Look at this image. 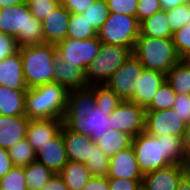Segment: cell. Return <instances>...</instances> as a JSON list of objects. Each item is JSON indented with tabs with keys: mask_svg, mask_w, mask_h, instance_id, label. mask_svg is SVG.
Returning a JSON list of instances; mask_svg holds the SVG:
<instances>
[{
	"mask_svg": "<svg viewBox=\"0 0 190 190\" xmlns=\"http://www.w3.org/2000/svg\"><path fill=\"white\" fill-rule=\"evenodd\" d=\"M109 109L95 105L93 85L68 91L63 124L71 131L89 136L94 142L112 130Z\"/></svg>",
	"mask_w": 190,
	"mask_h": 190,
	"instance_id": "cell-1",
	"label": "cell"
},
{
	"mask_svg": "<svg viewBox=\"0 0 190 190\" xmlns=\"http://www.w3.org/2000/svg\"><path fill=\"white\" fill-rule=\"evenodd\" d=\"M26 91L0 85V115L25 116Z\"/></svg>",
	"mask_w": 190,
	"mask_h": 190,
	"instance_id": "cell-23",
	"label": "cell"
},
{
	"mask_svg": "<svg viewBox=\"0 0 190 190\" xmlns=\"http://www.w3.org/2000/svg\"><path fill=\"white\" fill-rule=\"evenodd\" d=\"M172 109L180 116L182 122L190 123V94H176Z\"/></svg>",
	"mask_w": 190,
	"mask_h": 190,
	"instance_id": "cell-41",
	"label": "cell"
},
{
	"mask_svg": "<svg viewBox=\"0 0 190 190\" xmlns=\"http://www.w3.org/2000/svg\"><path fill=\"white\" fill-rule=\"evenodd\" d=\"M101 44L102 42L98 36L85 40L66 37L63 41L56 44L57 56L85 71L100 53Z\"/></svg>",
	"mask_w": 190,
	"mask_h": 190,
	"instance_id": "cell-9",
	"label": "cell"
},
{
	"mask_svg": "<svg viewBox=\"0 0 190 190\" xmlns=\"http://www.w3.org/2000/svg\"><path fill=\"white\" fill-rule=\"evenodd\" d=\"M168 22L171 26V30L175 31L181 29L188 24L190 4L188 2L179 5L171 10H166Z\"/></svg>",
	"mask_w": 190,
	"mask_h": 190,
	"instance_id": "cell-37",
	"label": "cell"
},
{
	"mask_svg": "<svg viewBox=\"0 0 190 190\" xmlns=\"http://www.w3.org/2000/svg\"><path fill=\"white\" fill-rule=\"evenodd\" d=\"M166 82L176 94H190V60L180 59L166 74Z\"/></svg>",
	"mask_w": 190,
	"mask_h": 190,
	"instance_id": "cell-26",
	"label": "cell"
},
{
	"mask_svg": "<svg viewBox=\"0 0 190 190\" xmlns=\"http://www.w3.org/2000/svg\"><path fill=\"white\" fill-rule=\"evenodd\" d=\"M0 33L15 37L18 48L44 43L42 22L25 3L0 9Z\"/></svg>",
	"mask_w": 190,
	"mask_h": 190,
	"instance_id": "cell-3",
	"label": "cell"
},
{
	"mask_svg": "<svg viewBox=\"0 0 190 190\" xmlns=\"http://www.w3.org/2000/svg\"><path fill=\"white\" fill-rule=\"evenodd\" d=\"M63 120L60 119H31L26 139L36 151L51 138L55 137L62 128Z\"/></svg>",
	"mask_w": 190,
	"mask_h": 190,
	"instance_id": "cell-19",
	"label": "cell"
},
{
	"mask_svg": "<svg viewBox=\"0 0 190 190\" xmlns=\"http://www.w3.org/2000/svg\"><path fill=\"white\" fill-rule=\"evenodd\" d=\"M20 3H22V0H0V9Z\"/></svg>",
	"mask_w": 190,
	"mask_h": 190,
	"instance_id": "cell-51",
	"label": "cell"
},
{
	"mask_svg": "<svg viewBox=\"0 0 190 190\" xmlns=\"http://www.w3.org/2000/svg\"><path fill=\"white\" fill-rule=\"evenodd\" d=\"M60 4L61 0H37L32 2L29 7L31 14L38 20L42 21Z\"/></svg>",
	"mask_w": 190,
	"mask_h": 190,
	"instance_id": "cell-38",
	"label": "cell"
},
{
	"mask_svg": "<svg viewBox=\"0 0 190 190\" xmlns=\"http://www.w3.org/2000/svg\"><path fill=\"white\" fill-rule=\"evenodd\" d=\"M107 178L142 179L141 172L132 145L119 151L110 158Z\"/></svg>",
	"mask_w": 190,
	"mask_h": 190,
	"instance_id": "cell-15",
	"label": "cell"
},
{
	"mask_svg": "<svg viewBox=\"0 0 190 190\" xmlns=\"http://www.w3.org/2000/svg\"><path fill=\"white\" fill-rule=\"evenodd\" d=\"M142 179L108 178L110 190H140Z\"/></svg>",
	"mask_w": 190,
	"mask_h": 190,
	"instance_id": "cell-42",
	"label": "cell"
},
{
	"mask_svg": "<svg viewBox=\"0 0 190 190\" xmlns=\"http://www.w3.org/2000/svg\"><path fill=\"white\" fill-rule=\"evenodd\" d=\"M24 178V167L13 166L0 179V190H28Z\"/></svg>",
	"mask_w": 190,
	"mask_h": 190,
	"instance_id": "cell-35",
	"label": "cell"
},
{
	"mask_svg": "<svg viewBox=\"0 0 190 190\" xmlns=\"http://www.w3.org/2000/svg\"><path fill=\"white\" fill-rule=\"evenodd\" d=\"M82 190H110L107 176H92Z\"/></svg>",
	"mask_w": 190,
	"mask_h": 190,
	"instance_id": "cell-45",
	"label": "cell"
},
{
	"mask_svg": "<svg viewBox=\"0 0 190 190\" xmlns=\"http://www.w3.org/2000/svg\"><path fill=\"white\" fill-rule=\"evenodd\" d=\"M189 172L188 165L170 164L143 175L144 190H176L178 183Z\"/></svg>",
	"mask_w": 190,
	"mask_h": 190,
	"instance_id": "cell-13",
	"label": "cell"
},
{
	"mask_svg": "<svg viewBox=\"0 0 190 190\" xmlns=\"http://www.w3.org/2000/svg\"><path fill=\"white\" fill-rule=\"evenodd\" d=\"M68 90L56 82L26 91L25 116L31 119L63 120L67 108Z\"/></svg>",
	"mask_w": 190,
	"mask_h": 190,
	"instance_id": "cell-4",
	"label": "cell"
},
{
	"mask_svg": "<svg viewBox=\"0 0 190 190\" xmlns=\"http://www.w3.org/2000/svg\"><path fill=\"white\" fill-rule=\"evenodd\" d=\"M145 108L130 100H122L110 114L111 127L132 138L145 130Z\"/></svg>",
	"mask_w": 190,
	"mask_h": 190,
	"instance_id": "cell-10",
	"label": "cell"
},
{
	"mask_svg": "<svg viewBox=\"0 0 190 190\" xmlns=\"http://www.w3.org/2000/svg\"><path fill=\"white\" fill-rule=\"evenodd\" d=\"M165 81L166 75L163 73L144 68L135 89V94L130 101L146 108Z\"/></svg>",
	"mask_w": 190,
	"mask_h": 190,
	"instance_id": "cell-20",
	"label": "cell"
},
{
	"mask_svg": "<svg viewBox=\"0 0 190 190\" xmlns=\"http://www.w3.org/2000/svg\"><path fill=\"white\" fill-rule=\"evenodd\" d=\"M176 190H190V173L189 172L178 183Z\"/></svg>",
	"mask_w": 190,
	"mask_h": 190,
	"instance_id": "cell-50",
	"label": "cell"
},
{
	"mask_svg": "<svg viewBox=\"0 0 190 190\" xmlns=\"http://www.w3.org/2000/svg\"><path fill=\"white\" fill-rule=\"evenodd\" d=\"M144 67L132 56L105 83L122 100H130L141 78Z\"/></svg>",
	"mask_w": 190,
	"mask_h": 190,
	"instance_id": "cell-11",
	"label": "cell"
},
{
	"mask_svg": "<svg viewBox=\"0 0 190 190\" xmlns=\"http://www.w3.org/2000/svg\"><path fill=\"white\" fill-rule=\"evenodd\" d=\"M176 99V93L171 86L165 81L153 96L150 104L145 108V111L168 110L173 107Z\"/></svg>",
	"mask_w": 190,
	"mask_h": 190,
	"instance_id": "cell-32",
	"label": "cell"
},
{
	"mask_svg": "<svg viewBox=\"0 0 190 190\" xmlns=\"http://www.w3.org/2000/svg\"><path fill=\"white\" fill-rule=\"evenodd\" d=\"M70 12L60 4L44 20L42 29L44 33V43L57 44L67 37Z\"/></svg>",
	"mask_w": 190,
	"mask_h": 190,
	"instance_id": "cell-16",
	"label": "cell"
},
{
	"mask_svg": "<svg viewBox=\"0 0 190 190\" xmlns=\"http://www.w3.org/2000/svg\"><path fill=\"white\" fill-rule=\"evenodd\" d=\"M140 35L154 38H172L166 10L154 13L140 22Z\"/></svg>",
	"mask_w": 190,
	"mask_h": 190,
	"instance_id": "cell-24",
	"label": "cell"
},
{
	"mask_svg": "<svg viewBox=\"0 0 190 190\" xmlns=\"http://www.w3.org/2000/svg\"><path fill=\"white\" fill-rule=\"evenodd\" d=\"M35 1H37V0H22V3L30 5L32 2H35Z\"/></svg>",
	"mask_w": 190,
	"mask_h": 190,
	"instance_id": "cell-52",
	"label": "cell"
},
{
	"mask_svg": "<svg viewBox=\"0 0 190 190\" xmlns=\"http://www.w3.org/2000/svg\"><path fill=\"white\" fill-rule=\"evenodd\" d=\"M62 137L69 161L85 163L90 158L91 147L96 145L89 136L69 130L62 125Z\"/></svg>",
	"mask_w": 190,
	"mask_h": 190,
	"instance_id": "cell-18",
	"label": "cell"
},
{
	"mask_svg": "<svg viewBox=\"0 0 190 190\" xmlns=\"http://www.w3.org/2000/svg\"><path fill=\"white\" fill-rule=\"evenodd\" d=\"M53 82L64 86L68 91L88 86L85 71L73 64H69L58 56L55 61Z\"/></svg>",
	"mask_w": 190,
	"mask_h": 190,
	"instance_id": "cell-22",
	"label": "cell"
},
{
	"mask_svg": "<svg viewBox=\"0 0 190 190\" xmlns=\"http://www.w3.org/2000/svg\"><path fill=\"white\" fill-rule=\"evenodd\" d=\"M109 11L129 16H136L138 0H106Z\"/></svg>",
	"mask_w": 190,
	"mask_h": 190,
	"instance_id": "cell-39",
	"label": "cell"
},
{
	"mask_svg": "<svg viewBox=\"0 0 190 190\" xmlns=\"http://www.w3.org/2000/svg\"><path fill=\"white\" fill-rule=\"evenodd\" d=\"M18 51L15 37L0 33V62Z\"/></svg>",
	"mask_w": 190,
	"mask_h": 190,
	"instance_id": "cell-43",
	"label": "cell"
},
{
	"mask_svg": "<svg viewBox=\"0 0 190 190\" xmlns=\"http://www.w3.org/2000/svg\"><path fill=\"white\" fill-rule=\"evenodd\" d=\"M21 55L24 80L28 89L53 82L57 58L55 44L43 43L18 48Z\"/></svg>",
	"mask_w": 190,
	"mask_h": 190,
	"instance_id": "cell-5",
	"label": "cell"
},
{
	"mask_svg": "<svg viewBox=\"0 0 190 190\" xmlns=\"http://www.w3.org/2000/svg\"><path fill=\"white\" fill-rule=\"evenodd\" d=\"M186 124L174 109L146 111L145 132L149 135L160 137L171 134L183 137Z\"/></svg>",
	"mask_w": 190,
	"mask_h": 190,
	"instance_id": "cell-12",
	"label": "cell"
},
{
	"mask_svg": "<svg viewBox=\"0 0 190 190\" xmlns=\"http://www.w3.org/2000/svg\"><path fill=\"white\" fill-rule=\"evenodd\" d=\"M159 0H138L136 18L139 22L161 11Z\"/></svg>",
	"mask_w": 190,
	"mask_h": 190,
	"instance_id": "cell-40",
	"label": "cell"
},
{
	"mask_svg": "<svg viewBox=\"0 0 190 190\" xmlns=\"http://www.w3.org/2000/svg\"><path fill=\"white\" fill-rule=\"evenodd\" d=\"M140 22L136 16L110 12L97 36L102 43L119 45L134 50L140 35Z\"/></svg>",
	"mask_w": 190,
	"mask_h": 190,
	"instance_id": "cell-8",
	"label": "cell"
},
{
	"mask_svg": "<svg viewBox=\"0 0 190 190\" xmlns=\"http://www.w3.org/2000/svg\"><path fill=\"white\" fill-rule=\"evenodd\" d=\"M36 151L27 139L21 140L8 149L10 159L14 166L25 167L36 161Z\"/></svg>",
	"mask_w": 190,
	"mask_h": 190,
	"instance_id": "cell-30",
	"label": "cell"
},
{
	"mask_svg": "<svg viewBox=\"0 0 190 190\" xmlns=\"http://www.w3.org/2000/svg\"><path fill=\"white\" fill-rule=\"evenodd\" d=\"M162 10H171L186 3V0H159Z\"/></svg>",
	"mask_w": 190,
	"mask_h": 190,
	"instance_id": "cell-49",
	"label": "cell"
},
{
	"mask_svg": "<svg viewBox=\"0 0 190 190\" xmlns=\"http://www.w3.org/2000/svg\"><path fill=\"white\" fill-rule=\"evenodd\" d=\"M107 132L108 133L96 141V145H98L109 159L119 151L125 150L131 146L132 137L128 134L114 129L108 130Z\"/></svg>",
	"mask_w": 190,
	"mask_h": 190,
	"instance_id": "cell-27",
	"label": "cell"
},
{
	"mask_svg": "<svg viewBox=\"0 0 190 190\" xmlns=\"http://www.w3.org/2000/svg\"><path fill=\"white\" fill-rule=\"evenodd\" d=\"M131 145L143 175L170 164L189 165L190 162L183 137L171 134L155 137L144 131L132 138Z\"/></svg>",
	"mask_w": 190,
	"mask_h": 190,
	"instance_id": "cell-2",
	"label": "cell"
},
{
	"mask_svg": "<svg viewBox=\"0 0 190 190\" xmlns=\"http://www.w3.org/2000/svg\"><path fill=\"white\" fill-rule=\"evenodd\" d=\"M0 85L14 90H28L24 80L23 66L19 51L0 62Z\"/></svg>",
	"mask_w": 190,
	"mask_h": 190,
	"instance_id": "cell-21",
	"label": "cell"
},
{
	"mask_svg": "<svg viewBox=\"0 0 190 190\" xmlns=\"http://www.w3.org/2000/svg\"><path fill=\"white\" fill-rule=\"evenodd\" d=\"M110 159L105 153L95 145L91 147L90 158L85 161L84 165L88 168L91 176L106 177L109 173Z\"/></svg>",
	"mask_w": 190,
	"mask_h": 190,
	"instance_id": "cell-31",
	"label": "cell"
},
{
	"mask_svg": "<svg viewBox=\"0 0 190 190\" xmlns=\"http://www.w3.org/2000/svg\"><path fill=\"white\" fill-rule=\"evenodd\" d=\"M50 169L38 161L24 167V178L28 190H41L54 175Z\"/></svg>",
	"mask_w": 190,
	"mask_h": 190,
	"instance_id": "cell-28",
	"label": "cell"
},
{
	"mask_svg": "<svg viewBox=\"0 0 190 190\" xmlns=\"http://www.w3.org/2000/svg\"><path fill=\"white\" fill-rule=\"evenodd\" d=\"M93 93L95 96V105L99 106V108L109 109V114H111L122 101V99L105 84H94Z\"/></svg>",
	"mask_w": 190,
	"mask_h": 190,
	"instance_id": "cell-34",
	"label": "cell"
},
{
	"mask_svg": "<svg viewBox=\"0 0 190 190\" xmlns=\"http://www.w3.org/2000/svg\"><path fill=\"white\" fill-rule=\"evenodd\" d=\"M132 54L131 48L102 43L100 53L85 70L87 85L105 84Z\"/></svg>",
	"mask_w": 190,
	"mask_h": 190,
	"instance_id": "cell-7",
	"label": "cell"
},
{
	"mask_svg": "<svg viewBox=\"0 0 190 190\" xmlns=\"http://www.w3.org/2000/svg\"><path fill=\"white\" fill-rule=\"evenodd\" d=\"M67 37L85 40L97 36V31L82 14L70 13Z\"/></svg>",
	"mask_w": 190,
	"mask_h": 190,
	"instance_id": "cell-29",
	"label": "cell"
},
{
	"mask_svg": "<svg viewBox=\"0 0 190 190\" xmlns=\"http://www.w3.org/2000/svg\"><path fill=\"white\" fill-rule=\"evenodd\" d=\"M95 0H61V4L70 12L82 14Z\"/></svg>",
	"mask_w": 190,
	"mask_h": 190,
	"instance_id": "cell-44",
	"label": "cell"
},
{
	"mask_svg": "<svg viewBox=\"0 0 190 190\" xmlns=\"http://www.w3.org/2000/svg\"><path fill=\"white\" fill-rule=\"evenodd\" d=\"M133 55L145 69L166 75L180 60L172 38H154L139 35Z\"/></svg>",
	"mask_w": 190,
	"mask_h": 190,
	"instance_id": "cell-6",
	"label": "cell"
},
{
	"mask_svg": "<svg viewBox=\"0 0 190 190\" xmlns=\"http://www.w3.org/2000/svg\"><path fill=\"white\" fill-rule=\"evenodd\" d=\"M41 190H69L59 174H54Z\"/></svg>",
	"mask_w": 190,
	"mask_h": 190,
	"instance_id": "cell-47",
	"label": "cell"
},
{
	"mask_svg": "<svg viewBox=\"0 0 190 190\" xmlns=\"http://www.w3.org/2000/svg\"><path fill=\"white\" fill-rule=\"evenodd\" d=\"M36 161L58 174L69 161L61 131L36 150Z\"/></svg>",
	"mask_w": 190,
	"mask_h": 190,
	"instance_id": "cell-14",
	"label": "cell"
},
{
	"mask_svg": "<svg viewBox=\"0 0 190 190\" xmlns=\"http://www.w3.org/2000/svg\"><path fill=\"white\" fill-rule=\"evenodd\" d=\"M29 122L26 116L0 115V148L8 150L26 139Z\"/></svg>",
	"mask_w": 190,
	"mask_h": 190,
	"instance_id": "cell-17",
	"label": "cell"
},
{
	"mask_svg": "<svg viewBox=\"0 0 190 190\" xmlns=\"http://www.w3.org/2000/svg\"><path fill=\"white\" fill-rule=\"evenodd\" d=\"M8 150L0 148V179L13 168Z\"/></svg>",
	"mask_w": 190,
	"mask_h": 190,
	"instance_id": "cell-46",
	"label": "cell"
},
{
	"mask_svg": "<svg viewBox=\"0 0 190 190\" xmlns=\"http://www.w3.org/2000/svg\"><path fill=\"white\" fill-rule=\"evenodd\" d=\"M183 146L187 158L190 160V123L186 124L183 134Z\"/></svg>",
	"mask_w": 190,
	"mask_h": 190,
	"instance_id": "cell-48",
	"label": "cell"
},
{
	"mask_svg": "<svg viewBox=\"0 0 190 190\" xmlns=\"http://www.w3.org/2000/svg\"><path fill=\"white\" fill-rule=\"evenodd\" d=\"M176 53L180 59H190V24L175 31L172 36Z\"/></svg>",
	"mask_w": 190,
	"mask_h": 190,
	"instance_id": "cell-36",
	"label": "cell"
},
{
	"mask_svg": "<svg viewBox=\"0 0 190 190\" xmlns=\"http://www.w3.org/2000/svg\"><path fill=\"white\" fill-rule=\"evenodd\" d=\"M110 14L106 0H95L82 15L91 23V26L98 32Z\"/></svg>",
	"mask_w": 190,
	"mask_h": 190,
	"instance_id": "cell-33",
	"label": "cell"
},
{
	"mask_svg": "<svg viewBox=\"0 0 190 190\" xmlns=\"http://www.w3.org/2000/svg\"><path fill=\"white\" fill-rule=\"evenodd\" d=\"M69 190H82L92 177L84 163L68 161L58 173Z\"/></svg>",
	"mask_w": 190,
	"mask_h": 190,
	"instance_id": "cell-25",
	"label": "cell"
}]
</instances>
